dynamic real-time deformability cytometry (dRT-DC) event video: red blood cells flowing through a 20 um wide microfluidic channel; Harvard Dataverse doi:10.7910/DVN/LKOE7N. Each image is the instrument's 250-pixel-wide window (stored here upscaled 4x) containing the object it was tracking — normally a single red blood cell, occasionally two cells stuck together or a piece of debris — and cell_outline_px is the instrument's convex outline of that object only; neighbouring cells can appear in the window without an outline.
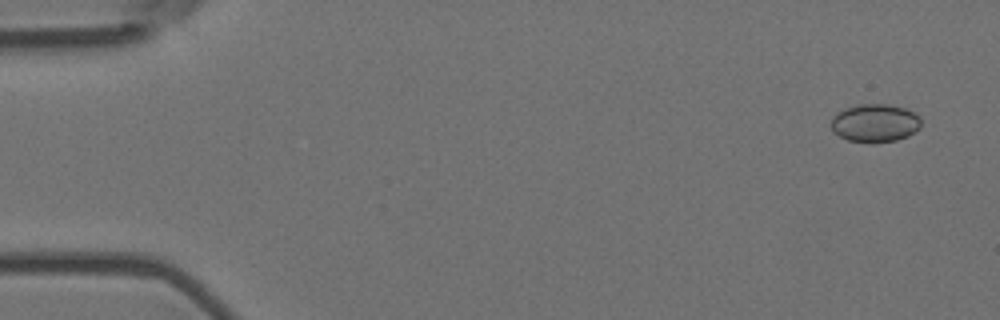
{"species": "Egyptian fruit bat (a non-hibernating species)", "species_latin": "Rousettus aegyptiacus", "temperature_condition": "room temperature", "stored_images_in_passage": 6, "camera_frame_rate_fps": 3000, "um_per_image_px": 0.085, "animal": {"sex": "female"}, "frame": {"image": 1, "passage_image": 1, "time_ms": 0.0, "image_size_px": [1000, 320], "cell_outline_px": [[920, 128], [908, 136], [896, 140], [872, 144], [868, 144], [848, 140], [832, 132], [832, 116], [848, 108], [860, 104], [888, 104], [904, 108], [920, 116]], "centroid_in_image_um": [74.38, 10.49], "position_along_channel_um": 10.6, "area_um2": 20.06}}
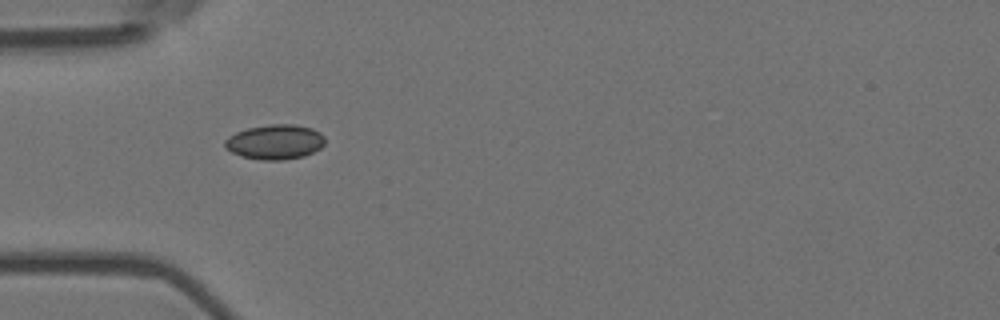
{"frame": {"image": 2, "passage_image": 5, "time_ms": 1.333, "image_size_px": [1000, 320], "cell_outline_px": [[324, 144], [320, 148], [304, 156], [284, 160], [264, 160], [240, 156], [224, 148], [224, 140], [228, 136], [236, 132], [248, 128], [268, 124], [296, 124], [312, 128], [320, 132], [324, 136]], "centroid_in_image_um": [23.36, 12.06], "position_along_channel_um": 61.6, "area_um2": 20.46}}
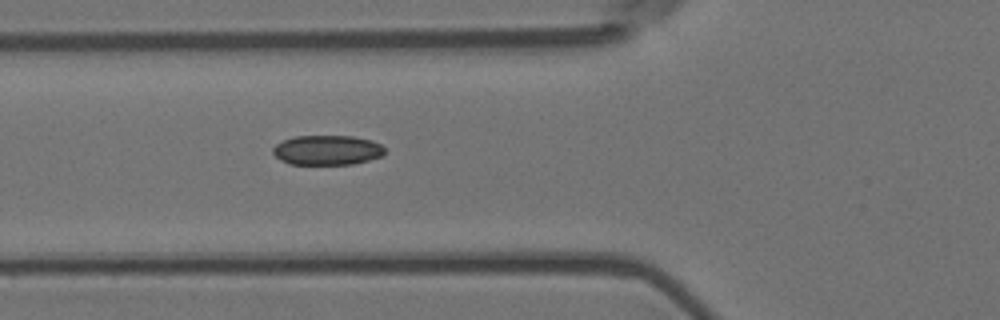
{"frame": {"image": 3, "passage_image": 6, "time_ms": 1.667, "image_size_px": [1000, 320], "cell_outline_px": [[384, 152], [380, 156], [368, 160], [352, 164], [288, 164], [280, 160], [272, 152], [272, 148], [276, 144], [284, 140], [296, 136], [352, 136], [372, 140], [380, 144], [384, 148]], "centroid_in_image_um": [27.78, 12.76], "position_along_channel_um": 98.0, "area_um2": 19.31}}